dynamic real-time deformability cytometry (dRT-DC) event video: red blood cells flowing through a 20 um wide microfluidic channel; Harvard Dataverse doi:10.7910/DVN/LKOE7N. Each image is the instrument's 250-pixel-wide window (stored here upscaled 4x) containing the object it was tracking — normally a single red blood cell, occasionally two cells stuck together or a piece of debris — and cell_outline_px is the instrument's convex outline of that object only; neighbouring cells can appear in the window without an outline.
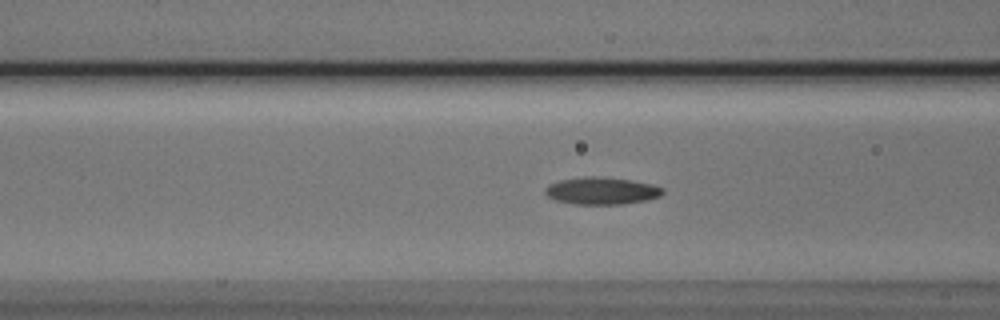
{"species": "Egyptian fruit bat (a non-hibernating species)", "species_latin": "Rousettus aegyptiacus", "temperature_condition": "cold", "stored_images_in_passage": 47, "camera_frame_rate_fps": 3000, "um_per_image_px": 0.085, "animal": {"sex": "male"}, "frame": {"image": 1, "passage_image": 17, "time_ms": 5.333, "image_size_px": [1000, 320], "cell_outline_px": [[664, 192], [660, 196], [648, 200], [620, 204], [576, 204], [556, 200], [548, 196], [544, 192], [544, 188], [548, 184], [560, 180], [584, 176], [592, 176], [628, 180], [652, 184], [664, 188]], "centroid_in_image_um": [51.13, 16.22], "position_along_channel_um": 115.5, "area_um2": 18.55}}
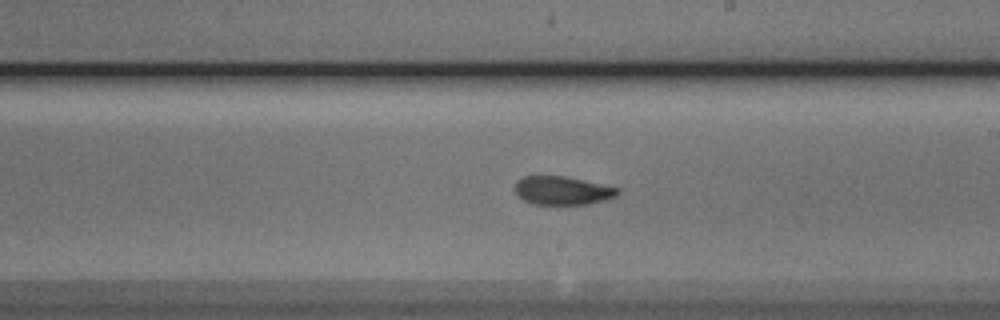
{"frame": {"image": 2, "passage_image": 27, "time_ms": 8.667, "image_size_px": [1000, 320], "cell_outline_px": [[620, 192], [616, 196], [604, 200], [588, 204], [532, 204], [524, 200], [516, 192], [516, 180], [524, 176], [564, 176], [620, 188]], "centroid_in_image_um": [47.82, 16.19], "position_along_channel_um": 241.2, "area_um2": 16.88}}
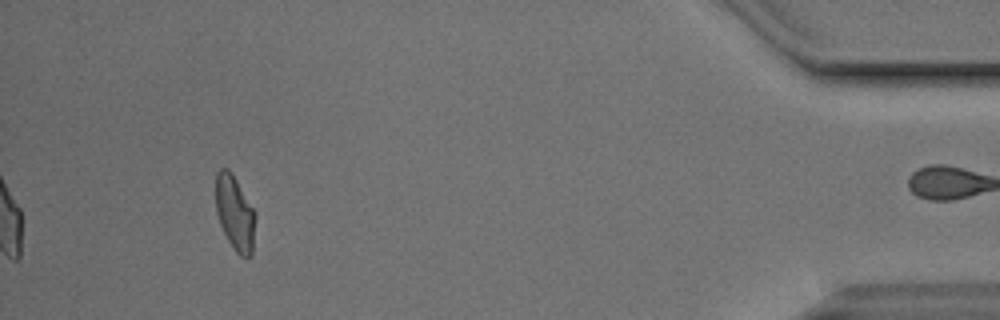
{"frame": {"image": 3, "passage_image": 46, "time_ms": 15.0, "image_size_px": [1000, 320], "cell_outline_px": [[256, 216], [252, 256], [248, 260], [240, 256], [232, 248], [220, 224], [216, 212], [216, 172], [220, 168], [228, 168], [232, 172], [256, 212]], "centroid_in_image_um": [19.99, 18.13], "position_along_channel_um": 415.2, "area_um2": 17.69}, "authors_computed_cell_mechanics": {"area_um2": 17.629, "velocity_mm_per_s": 3.7753, "shape_relaxation_time_tau1_ms": 5.5712, "shape_relaxation_time_tau2_ms": 2.0454, "deformation_change_tau1": 0.1643, "deformation_change_tau2": 0.0805}}